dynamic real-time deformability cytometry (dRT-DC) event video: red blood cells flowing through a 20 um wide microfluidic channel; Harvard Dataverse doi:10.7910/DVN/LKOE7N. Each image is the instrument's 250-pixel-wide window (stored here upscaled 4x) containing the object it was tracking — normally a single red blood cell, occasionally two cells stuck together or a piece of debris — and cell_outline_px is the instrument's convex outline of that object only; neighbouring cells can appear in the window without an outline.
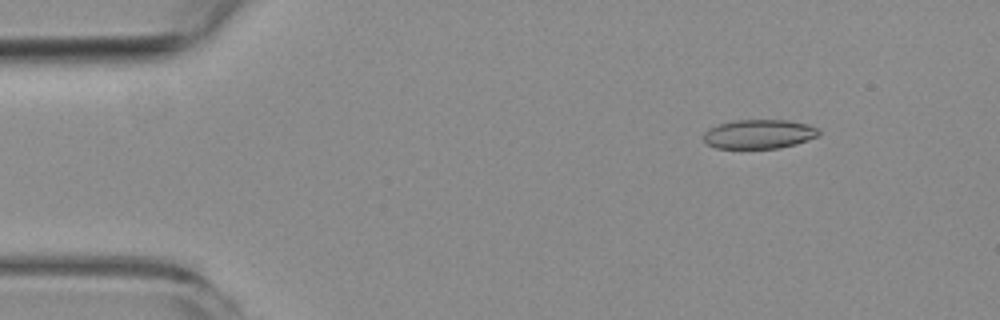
{"species": "common noctule bat (a hibernating species)", "species_latin": "Nyctalus noctula", "temperature_condition": "room temperature", "stored_images_in_passage": 6, "segment_of_instrument_passage": [2, 2], "camera_frame_rate_fps": 3000, "um_per_image_px": 0.085, "animal": {"sex": "female", "body_mass_g": 19.3, "forearm_length_mm": 54.1}, "frame": {"image": 1, "passage_image": 6, "time_ms": 6.0, "image_size_px": [1000, 320], "cell_outline_px": [[820, 136], [796, 144], [780, 148], [716, 148], [708, 144], [704, 140], [704, 132], [708, 128], [720, 124], [736, 120], [788, 120], [808, 124], [820, 128]], "centroid_in_image_um": [64.57, 11.39], "position_along_channel_um": 20.4, "area_um2": 19.71}}